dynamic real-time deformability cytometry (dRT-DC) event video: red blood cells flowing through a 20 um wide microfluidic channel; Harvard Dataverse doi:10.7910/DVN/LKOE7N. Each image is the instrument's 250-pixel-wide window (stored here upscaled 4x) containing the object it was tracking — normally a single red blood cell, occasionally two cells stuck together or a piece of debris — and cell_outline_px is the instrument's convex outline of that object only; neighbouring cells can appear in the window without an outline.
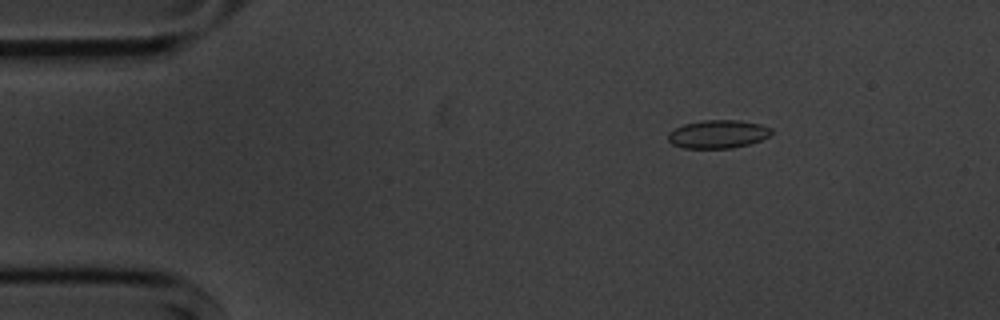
{"species": "common noctule bat (a hibernating species)", "species_latin": "Nyctalus noctula", "temperature_condition": "cold", "stored_images_in_passage": 5, "camera_frame_rate_fps": 3000, "um_per_image_px": 0.085, "animal": {"sex": "male", "body_mass_g": 20.1, "forearm_length_mm": 53.5}, "frame": {"image": 1, "passage_image": 2, "time_ms": 2.0, "image_size_px": [1000, 320], "cell_outline_px": [[772, 132], [768, 136], [760, 140], [748, 144], [732, 148], [684, 148], [672, 144], [668, 140], [668, 132], [684, 124], [704, 120], [740, 120], [760, 124], [772, 128]], "centroid_in_image_um": [61.02, 11.4], "position_along_channel_um": 24.0, "area_um2": 16.94}}
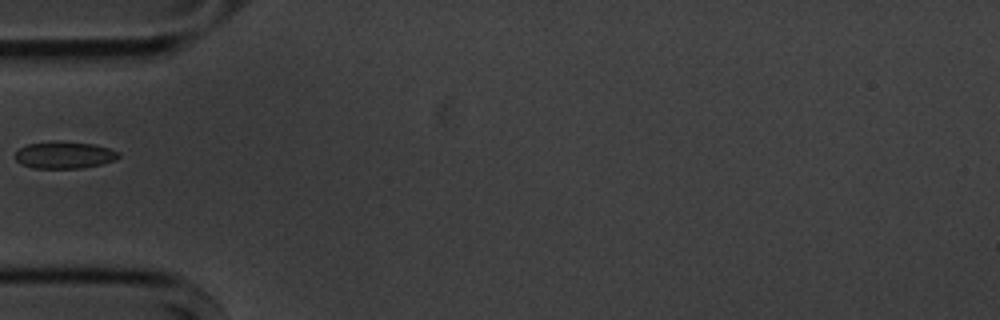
{"frame": {"image": 2, "passage_image": 5, "time_ms": 5.333, "image_size_px": [1000, 320], "cell_outline_px": [[120, 156], [116, 160], [100, 164], [80, 168], [32, 168], [20, 164], [16, 160], [16, 152], [20, 148], [28, 144], [52, 140], [60, 140], [92, 144], [108, 148], [120, 152]], "centroid_in_image_um": [5.46, 13.16], "position_along_channel_um": 79.5, "area_um2": 16.42}}